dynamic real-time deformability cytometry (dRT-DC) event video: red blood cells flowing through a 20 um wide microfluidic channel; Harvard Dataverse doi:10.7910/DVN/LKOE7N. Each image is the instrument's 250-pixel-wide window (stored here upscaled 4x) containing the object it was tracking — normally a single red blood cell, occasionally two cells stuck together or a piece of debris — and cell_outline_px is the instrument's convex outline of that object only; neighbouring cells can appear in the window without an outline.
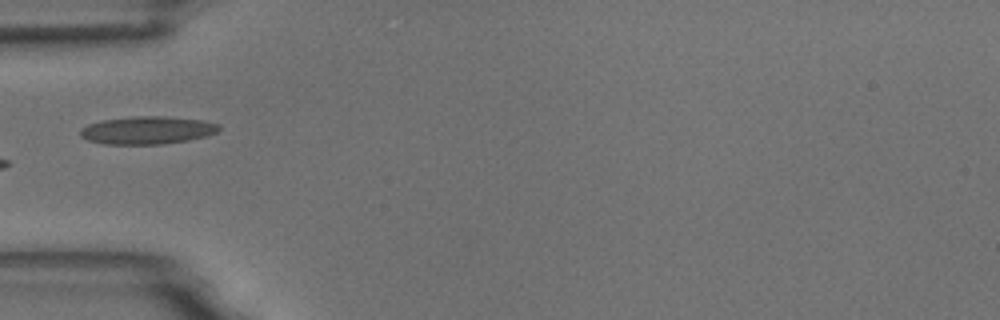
{"species": "common noctule bat (a hibernating species)", "species_latin": "Nyctalus noctula", "temperature_condition": "room temperature", "stored_images_in_passage": 5, "camera_frame_rate_fps": 3000, "um_per_image_px": 0.085, "animal": {"sex": "male", "body_mass_g": 18.8}, "frame": {"image": 1, "passage_image": 5, "time_ms": 5.333, "image_size_px": [1000, 320], "cell_outline_px": [[220, 128], [216, 132], [204, 136], [188, 140], [160, 144], [104, 144], [88, 140], [80, 136], [80, 128], [88, 124], [100, 120], [136, 116], [164, 116], [200, 120], [220, 124]], "centroid_in_image_um": [12.47, 11.06], "position_along_channel_um": 72.5, "area_um2": 22.37}}